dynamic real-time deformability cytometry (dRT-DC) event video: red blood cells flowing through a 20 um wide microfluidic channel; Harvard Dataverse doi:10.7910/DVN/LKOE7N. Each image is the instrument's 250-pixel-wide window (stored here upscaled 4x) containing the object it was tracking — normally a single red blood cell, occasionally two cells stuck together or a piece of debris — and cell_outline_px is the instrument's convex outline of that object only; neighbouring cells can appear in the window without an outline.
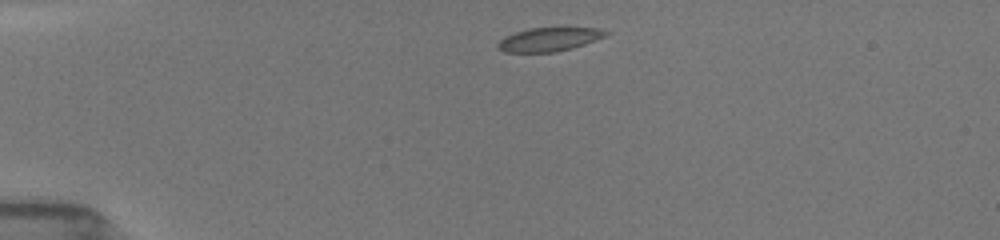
{"species": "common noctule bat (a hibernating species)", "species_latin": "Nyctalus noctula", "temperature_condition": "room temperature", "stored_images_in_passage": 23, "camera_frame_rate_fps": 3000, "um_per_image_px": 0.085, "animal": {"sex": "female", "body_mass_g": 19.5, "forearm_length_mm": 54.1}, "frame": {"image": 1, "passage_image": 1, "time_ms": 0.0, "image_size_px": [1000, 240], "cell_outline_px": [[608, 32], [604, 36], [584, 44], [572, 48], [556, 52], [504, 52], [496, 44], [504, 36], [528, 28], [596, 28]], "centroid_in_image_um": [46.61, 3.35], "position_along_channel_um": 38.4, "area_um2": 14.62}}
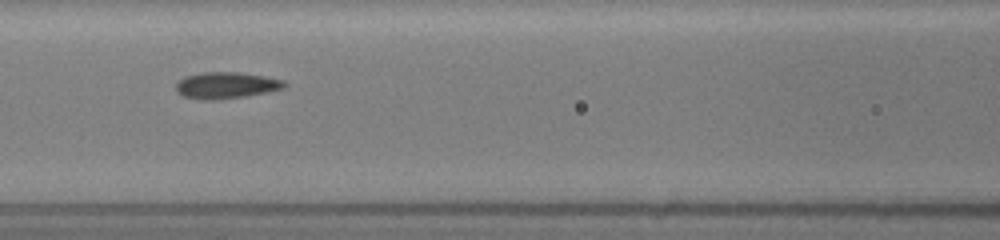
{"frame": {"image": 2, "passage_image": 12, "time_ms": 4.0, "image_size_px": [1000, 240], "cell_outline_px": [[288, 84], [284, 88], [244, 96], [212, 100], [204, 100], [184, 96], [176, 92], [176, 84], [184, 76], [200, 72], [240, 72], [280, 80]], "centroid_in_image_um": [19.15, 7.24], "position_along_channel_um": 147.5, "area_um2": 16.42}}
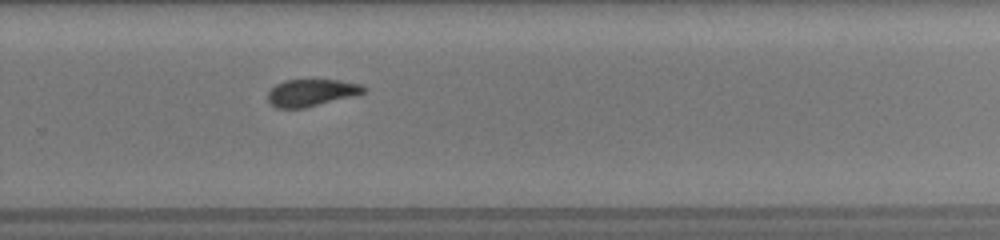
{"frame": {"image": 3, "passage_image": 23, "time_ms": 8.0, "image_size_px": [1000, 240], "cell_outline_px": [[368, 88], [364, 92], [304, 108], [276, 108], [268, 104], [268, 92], [276, 84], [284, 80], [340, 80], [360, 84]], "centroid_in_image_um": [26.4, 7.87], "position_along_channel_um": 303.4, "area_um2": 14.91}}